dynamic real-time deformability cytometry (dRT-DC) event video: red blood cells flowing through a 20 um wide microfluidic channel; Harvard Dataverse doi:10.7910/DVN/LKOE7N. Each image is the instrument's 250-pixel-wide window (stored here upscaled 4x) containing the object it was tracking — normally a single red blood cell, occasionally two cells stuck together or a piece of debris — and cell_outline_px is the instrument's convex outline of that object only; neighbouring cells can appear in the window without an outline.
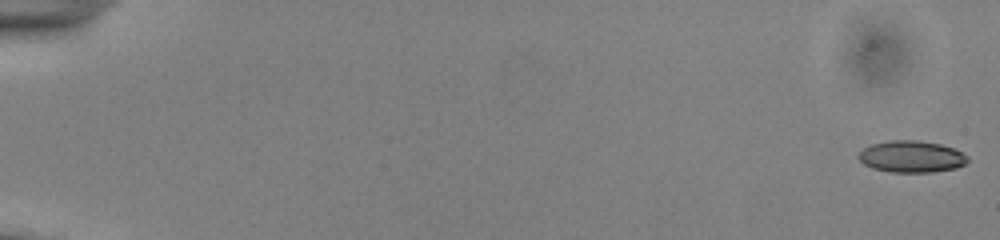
{"species": "common noctule bat (a hibernating species)", "species_latin": "Nyctalus noctula", "temperature_condition": "cold", "stored_images_in_passage": 17, "camera_frame_rate_fps": 3000, "um_per_image_px": 0.085, "animal": {"sex": "male", "body_mass_g": 13.0, "forearm_length_mm": 53.1}, "frame": {"image": 1, "passage_image": 1, "time_ms": 0.0, "image_size_px": [1000, 240], "cell_outline_px": [[968, 160], [964, 164], [956, 168], [932, 172], [892, 172], [872, 168], [864, 164], [856, 156], [864, 148], [872, 144], [888, 140], [916, 140], [940, 144], [952, 148], [968, 156]], "centroid_in_image_um": [77.45, 13.31], "position_along_channel_um": 7.5, "area_um2": 20.06}}
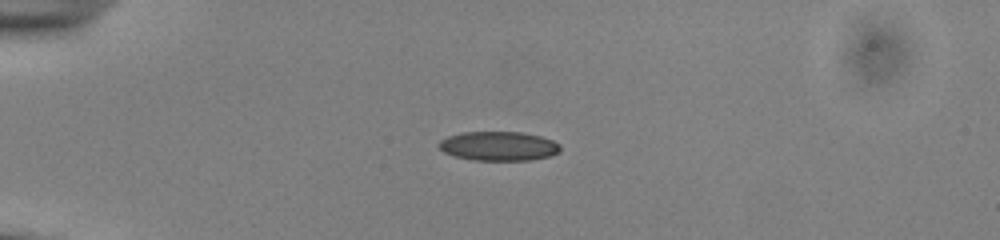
{"frame": {"image": 2, "passage_image": 15, "time_ms": 4.667, "image_size_px": [1000, 240], "cell_outline_px": [[560, 152], [548, 156], [528, 160], [472, 160], [456, 156], [444, 152], [436, 144], [440, 140], [448, 136], [460, 132], [520, 132], [540, 136], [552, 140], [560, 144]], "centroid_in_image_um": [42.36, 12.41], "position_along_channel_um": 42.6, "area_um2": 20.63}}